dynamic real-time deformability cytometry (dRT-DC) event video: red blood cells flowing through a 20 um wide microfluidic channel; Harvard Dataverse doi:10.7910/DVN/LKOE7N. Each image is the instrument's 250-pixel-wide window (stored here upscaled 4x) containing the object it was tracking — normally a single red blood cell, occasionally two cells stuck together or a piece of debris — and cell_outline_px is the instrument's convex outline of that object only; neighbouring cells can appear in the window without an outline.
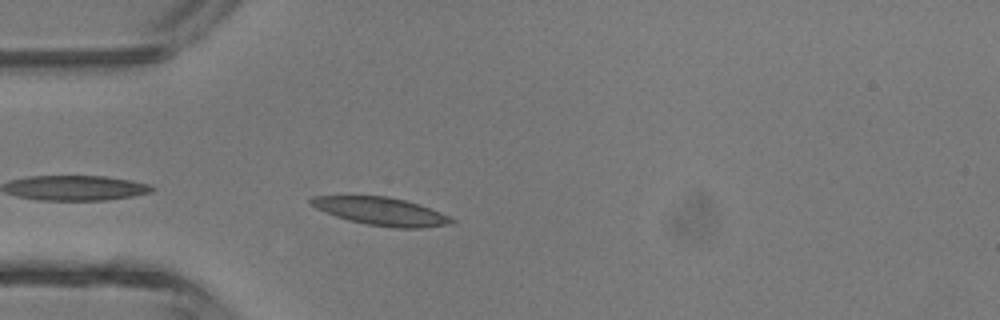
{"species": "common noctule bat (a hibernating species)", "species_latin": "Nyctalus noctula", "temperature_condition": "room temperature", "stored_images_in_passage": 2, "camera_frame_rate_fps": 3000, "um_per_image_px": 0.085, "animal": {"sex": "male", "body_mass_g": 13.3}, "frame": {"image": 1, "passage_image": 2, "time_ms": 1.0, "image_size_px": [1000, 320], "cell_outline_px": [[456, 220], [452, 224], [420, 228], [396, 228], [368, 224], [348, 220], [336, 216], [316, 208], [308, 200], [312, 196], [388, 196], [420, 204], [440, 212]], "centroid_in_image_um": [32.42, 17.96], "position_along_channel_um": 52.6, "area_um2": 22.72}}